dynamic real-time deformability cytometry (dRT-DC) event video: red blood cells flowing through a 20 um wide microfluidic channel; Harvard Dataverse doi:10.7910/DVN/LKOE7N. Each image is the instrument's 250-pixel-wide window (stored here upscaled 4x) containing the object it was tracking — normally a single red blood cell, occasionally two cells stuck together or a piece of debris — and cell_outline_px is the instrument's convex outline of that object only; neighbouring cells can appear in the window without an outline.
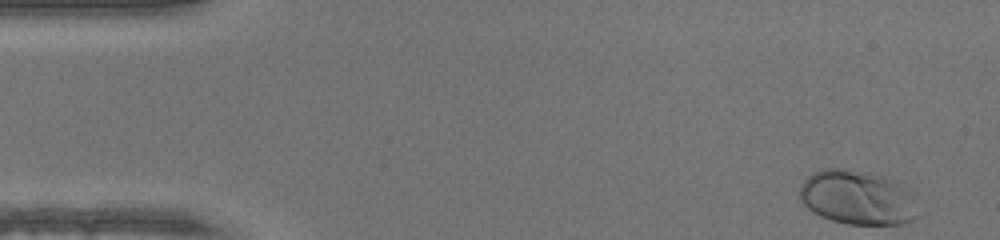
{"species": "human", "species_latin": "Homo sapiens", "temperature_condition": "warm", "stored_images_in_passage": 47, "camera_frame_rate_fps": 3000, "um_per_image_px": 0.085, "donor": {"sex": "male"}, "frame": {"image": 1, "passage_image": 1, "time_ms": 0.0, "image_size_px": [1000, 240], "cell_outline_px": [[912, 220], [904, 224], [848, 224], [832, 220], [820, 216], [812, 212], [800, 200], [800, 184], [812, 172], [824, 168], [844, 168], [876, 172], [896, 180], [904, 188]], "centroid_in_image_um": [72.71, 16.74], "position_along_channel_um": 12.3, "area_um2": 36.65}}
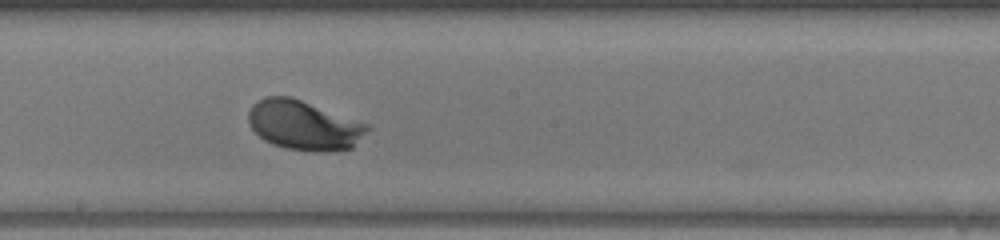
{"frame": {"image": 2, "passage_image": 25, "time_ms": 8.0, "image_size_px": [1000, 240], "cell_outline_px": [[372, 128], [352, 148], [312, 152], [288, 148], [272, 144], [264, 140], [248, 124], [248, 112], [252, 104], [268, 96], [288, 96], [300, 100], [368, 124]], "centroid_in_image_um": [25.83, 10.65], "position_along_channel_um": 222.4, "area_um2": 33.93}}
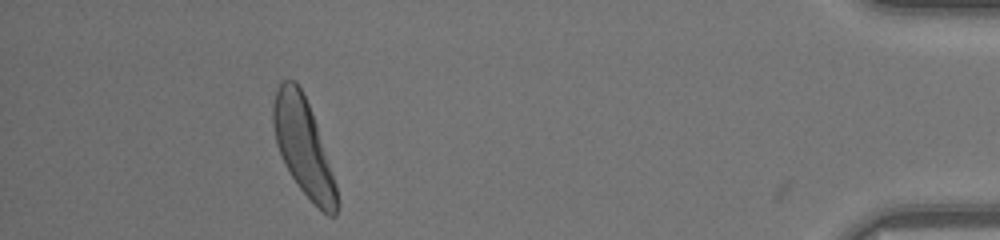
{"frame": {"image": 3, "passage_image": 43, "time_ms": 14.0, "image_size_px": [1000, 240], "cell_outline_px": [[340, 204], [336, 216], [328, 216], [300, 188], [284, 164], [276, 144], [272, 124], [272, 104], [276, 88], [280, 80], [296, 80], [308, 104], [316, 124], [336, 184]], "centroid_in_image_um": [25.76, 12.46], "position_along_channel_um": 409.4, "area_um2": 35.66}}